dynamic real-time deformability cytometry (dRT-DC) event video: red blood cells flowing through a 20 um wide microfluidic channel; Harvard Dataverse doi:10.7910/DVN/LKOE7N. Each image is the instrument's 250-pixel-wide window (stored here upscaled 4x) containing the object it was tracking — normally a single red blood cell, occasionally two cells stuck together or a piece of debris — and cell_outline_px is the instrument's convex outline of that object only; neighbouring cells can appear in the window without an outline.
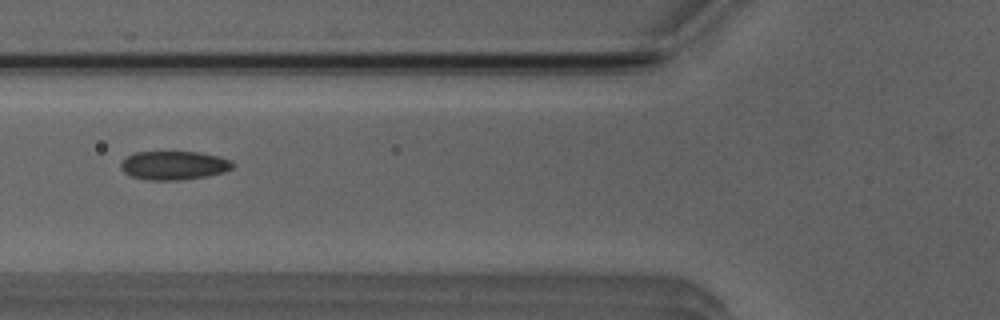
{"species": "Egyptian fruit bat (a non-hibernating species)", "species_latin": "Rousettus aegyptiacus", "temperature_condition": "room temperature", "stored_images_in_passage": 36, "camera_frame_rate_fps": 3000, "um_per_image_px": 0.085, "animal": {"sex": "male"}, "frame": {"image": 1, "passage_image": 4, "time_ms": 1.0, "image_size_px": [1000, 320], "cell_outline_px": [[236, 164], [232, 168], [224, 172], [208, 176], [180, 180], [148, 180], [132, 176], [124, 172], [120, 168], [120, 164], [128, 156], [136, 152], [196, 152], [216, 156], [232, 160]], "centroid_in_image_um": [14.81, 14.06], "position_along_channel_um": 111.0, "area_um2": 18.67}}
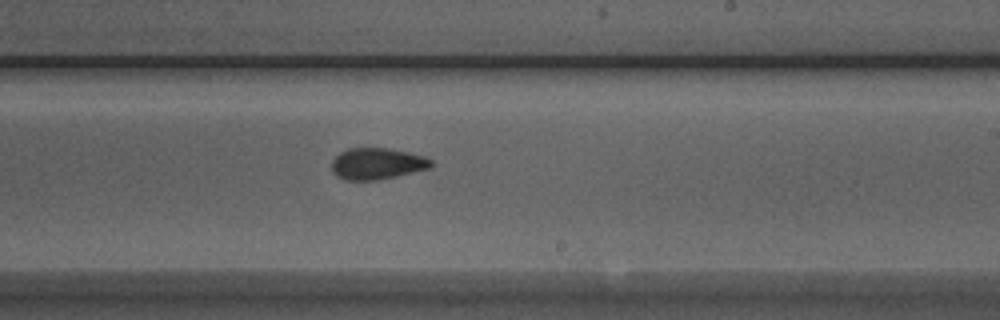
{"frame": {"image": 2, "passage_image": 15, "time_ms": 4.667, "image_size_px": [1000, 320], "cell_outline_px": [[432, 168], [396, 176], [376, 180], [348, 180], [336, 176], [332, 172], [332, 160], [340, 152], [348, 148], [388, 148], [408, 152], [424, 156], [432, 160]], "centroid_in_image_um": [32.05, 13.91], "position_along_channel_um": 256.9, "area_um2": 18.26}}
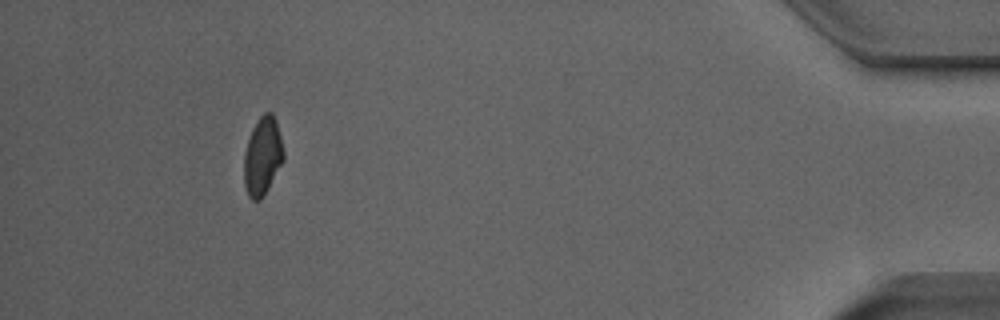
{"frame": {"image": 3, "passage_image": 32, "time_ms": 10.333, "image_size_px": [1000, 320], "cell_outline_px": [[284, 160], [268, 188], [260, 200], [252, 200], [248, 196], [244, 184], [244, 152], [252, 128], [260, 116], [264, 112], [272, 112], [276, 120], [284, 152]], "centroid_in_image_um": [22.31, 13.27], "position_along_channel_um": 412.9, "area_um2": 17.98}, "authors_computed_cell_mechanics": {"area_um2": 18.3226, "velocity_mm_per_s": 3.9782, "shape_relaxation_time_tau1_ms": 4.5516, "shape_relaxation_time_tau2_ms": 1.8504, "deformation_change_tau1": 0.1126, "deformation_change_tau2": 0.057}}